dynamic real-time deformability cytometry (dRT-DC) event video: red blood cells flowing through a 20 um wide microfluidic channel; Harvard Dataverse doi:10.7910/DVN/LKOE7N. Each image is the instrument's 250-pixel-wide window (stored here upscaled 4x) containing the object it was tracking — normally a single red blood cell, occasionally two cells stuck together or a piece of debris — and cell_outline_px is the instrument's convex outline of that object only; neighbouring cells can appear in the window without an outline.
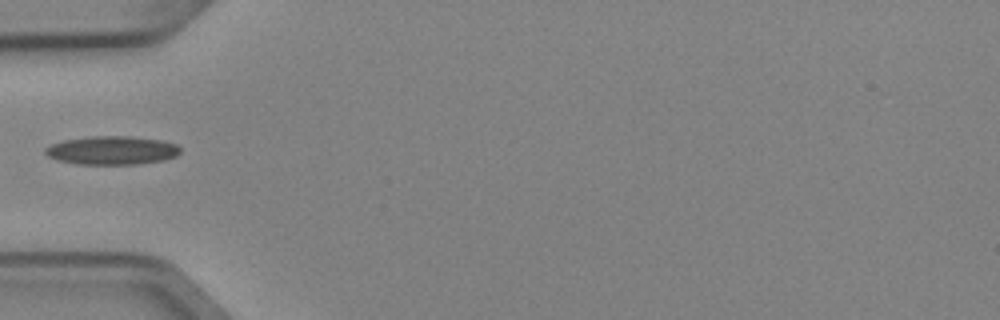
{"species": "Egyptian fruit bat (a non-hibernating species)", "species_latin": "Rousettus aegyptiacus", "temperature_condition": "cold", "stored_images_in_passage": 1, "camera_frame_rate_fps": 3000, "um_per_image_px": 0.085, "animal": {"sex": "female"}, "frame": {"image": 1, "passage_image": 1, "time_ms": 0.0, "image_size_px": [1000, 320], "cell_outline_px": [[180, 152], [176, 156], [160, 160], [136, 164], [80, 164], [56, 160], [48, 156], [44, 152], [44, 148], [52, 144], [64, 140], [92, 136], [132, 136], [164, 140], [176, 144], [180, 148]], "centroid_in_image_um": [9.51, 12.77], "position_along_channel_um": 75.5, "area_um2": 22.43}}